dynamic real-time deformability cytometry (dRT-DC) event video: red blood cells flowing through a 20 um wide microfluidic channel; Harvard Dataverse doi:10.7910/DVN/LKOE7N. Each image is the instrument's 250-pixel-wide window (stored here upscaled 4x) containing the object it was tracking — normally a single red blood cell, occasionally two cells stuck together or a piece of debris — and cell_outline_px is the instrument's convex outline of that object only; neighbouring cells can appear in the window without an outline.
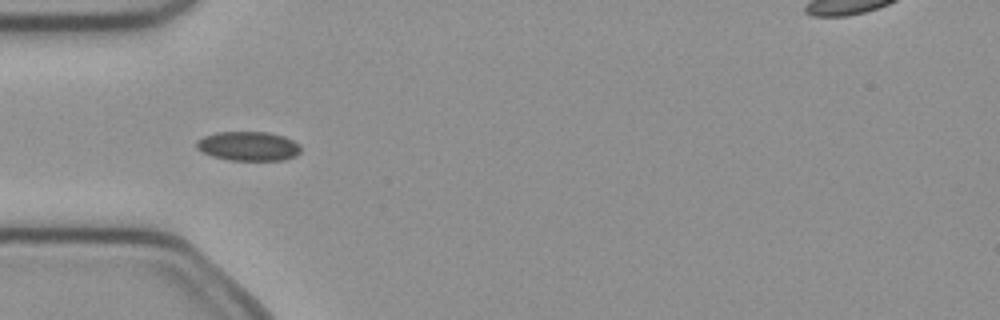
{"species": "common noctule bat (a hibernating species)", "species_latin": "Nyctalus noctula", "temperature_condition": "cold", "stored_images_in_passage": 5, "camera_frame_rate_fps": 3000, "um_per_image_px": 0.085, "animal": {"sex": "female", "body_mass_g": 21.9}, "frame": {"image": 1, "passage_image": 4, "time_ms": 1.0, "image_size_px": [1000, 320], "cell_outline_px": [[300, 152], [296, 156], [284, 160], [228, 160], [212, 156], [196, 148], [196, 140], [204, 136], [216, 132], [268, 132], [284, 136], [300, 144]], "centroid_in_image_um": [21.12, 12.42], "position_along_channel_um": 63.9, "area_um2": 17.86}}